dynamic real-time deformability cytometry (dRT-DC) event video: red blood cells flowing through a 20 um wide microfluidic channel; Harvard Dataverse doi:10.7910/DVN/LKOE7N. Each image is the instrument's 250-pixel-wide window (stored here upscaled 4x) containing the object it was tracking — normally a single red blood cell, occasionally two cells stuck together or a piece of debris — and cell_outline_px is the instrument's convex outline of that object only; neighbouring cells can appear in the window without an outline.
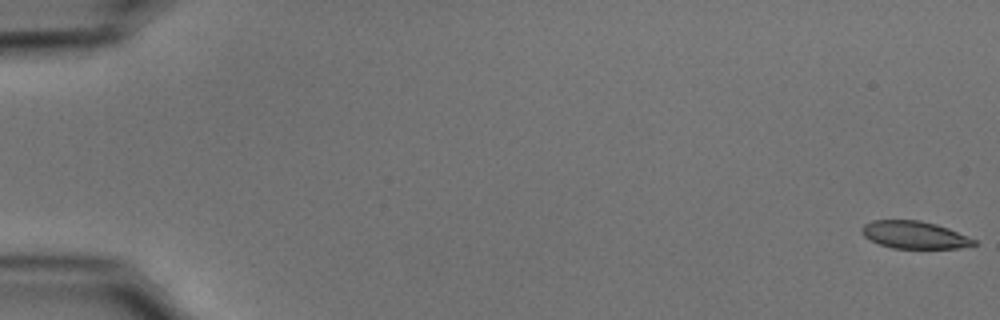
{"species": "common noctule bat (a hibernating species)", "species_latin": "Nyctalus noctula", "temperature_condition": "cold", "stored_images_in_passage": 55, "camera_frame_rate_fps": 3000, "um_per_image_px": 0.085, "animal": {"sex": "male", "body_mass_g": 15.6}, "frame": {"image": 1, "passage_image": 1, "time_ms": 0.0, "image_size_px": [1000, 320], "cell_outline_px": [[976, 244], [960, 248], [892, 248], [880, 244], [864, 236], [860, 232], [860, 228], [864, 224], [872, 220], [920, 220], [936, 224], [948, 228], [976, 240]], "centroid_in_image_um": [77.7, 19.96], "position_along_channel_um": 7.3, "area_um2": 17.86}}
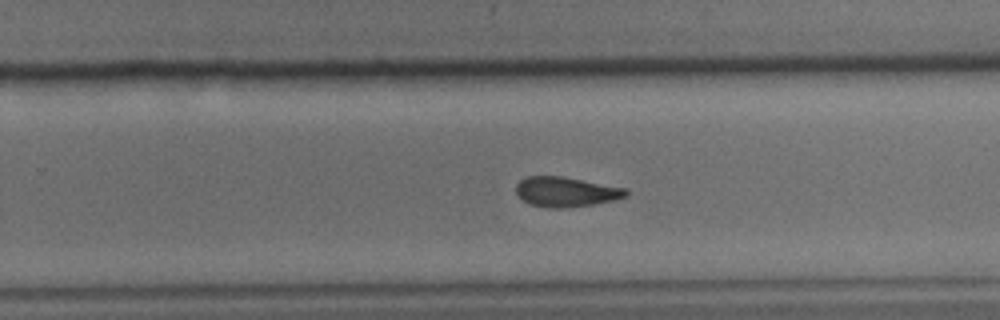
{"frame": {"image": 2, "passage_image": 36, "time_ms": 11.667, "image_size_px": [1000, 320], "cell_outline_px": [[628, 196], [596, 204], [560, 208], [548, 208], [528, 204], [516, 192], [516, 184], [524, 176], [564, 176], [628, 188]], "centroid_in_image_um": [48.12, 16.29], "position_along_channel_um": 281.7, "area_um2": 19.36}}
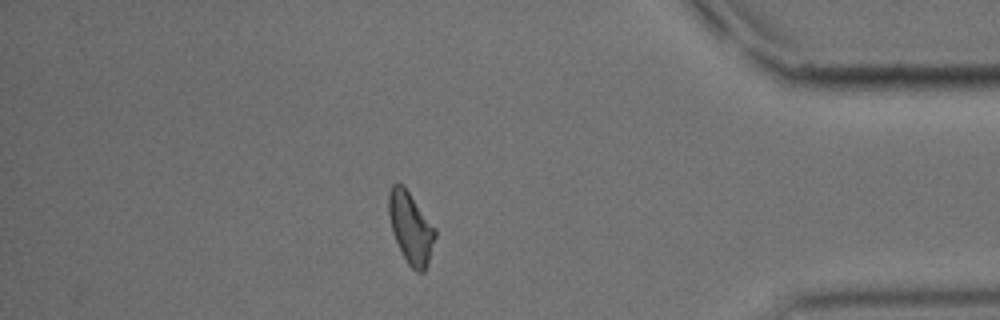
{"frame": {"image": 3, "passage_image": 48, "time_ms": 15.667, "image_size_px": [1000, 320], "cell_outline_px": [[436, 236], [428, 264], [424, 272], [416, 272], [408, 264], [392, 232], [388, 216], [388, 192], [392, 184], [404, 184], [436, 228]], "centroid_in_image_um": [34.91, 19.33], "position_along_channel_um": 400.3, "area_um2": 19.54}, "authors_computed_cell_mechanics": {"area_um2": 19.5942, "velocity_mm_per_s": 3.723, "shape_relaxation_time_tau1_ms": 7.4369, "shape_relaxation_time_tau2_ms": 3.0666, "deformation_change_tau1": 0.1803, "deformation_change_tau2": 0.0984}}